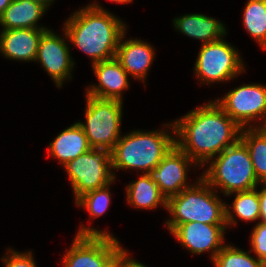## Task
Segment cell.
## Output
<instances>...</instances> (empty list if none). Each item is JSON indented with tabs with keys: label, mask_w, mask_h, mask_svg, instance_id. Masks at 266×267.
<instances>
[{
	"label": "cell",
	"mask_w": 266,
	"mask_h": 267,
	"mask_svg": "<svg viewBox=\"0 0 266 267\" xmlns=\"http://www.w3.org/2000/svg\"><path fill=\"white\" fill-rule=\"evenodd\" d=\"M258 188L241 191L229 194L228 196H235L232 204H227L226 211V224L229 226L237 225L238 217L242 221L254 222L259 221L260 218V203L258 198ZM231 206V207H230ZM235 213V214H234Z\"/></svg>",
	"instance_id": "cell-21"
},
{
	"label": "cell",
	"mask_w": 266,
	"mask_h": 267,
	"mask_svg": "<svg viewBox=\"0 0 266 267\" xmlns=\"http://www.w3.org/2000/svg\"><path fill=\"white\" fill-rule=\"evenodd\" d=\"M132 258L128 250L121 246L114 257L112 267H148Z\"/></svg>",
	"instance_id": "cell-28"
},
{
	"label": "cell",
	"mask_w": 266,
	"mask_h": 267,
	"mask_svg": "<svg viewBox=\"0 0 266 267\" xmlns=\"http://www.w3.org/2000/svg\"><path fill=\"white\" fill-rule=\"evenodd\" d=\"M126 33L125 31L120 38L115 58L129 76L145 83L147 73L155 59V48L147 41L138 38L125 40Z\"/></svg>",
	"instance_id": "cell-15"
},
{
	"label": "cell",
	"mask_w": 266,
	"mask_h": 267,
	"mask_svg": "<svg viewBox=\"0 0 266 267\" xmlns=\"http://www.w3.org/2000/svg\"><path fill=\"white\" fill-rule=\"evenodd\" d=\"M69 43L85 53L91 64L116 57L126 23L96 1L74 11L64 23Z\"/></svg>",
	"instance_id": "cell-2"
},
{
	"label": "cell",
	"mask_w": 266,
	"mask_h": 267,
	"mask_svg": "<svg viewBox=\"0 0 266 267\" xmlns=\"http://www.w3.org/2000/svg\"><path fill=\"white\" fill-rule=\"evenodd\" d=\"M33 255L31 250L17 252L12 248H8L1 260L4 261L5 267H37Z\"/></svg>",
	"instance_id": "cell-27"
},
{
	"label": "cell",
	"mask_w": 266,
	"mask_h": 267,
	"mask_svg": "<svg viewBox=\"0 0 266 267\" xmlns=\"http://www.w3.org/2000/svg\"><path fill=\"white\" fill-rule=\"evenodd\" d=\"M250 253H252L250 250L244 251L232 244H227L217 253L212 263L214 267H266Z\"/></svg>",
	"instance_id": "cell-24"
},
{
	"label": "cell",
	"mask_w": 266,
	"mask_h": 267,
	"mask_svg": "<svg viewBox=\"0 0 266 267\" xmlns=\"http://www.w3.org/2000/svg\"><path fill=\"white\" fill-rule=\"evenodd\" d=\"M63 34L60 36L51 28L47 29L42 34L34 61L41 64L58 88H62L67 79H72L71 74L75 66L64 29Z\"/></svg>",
	"instance_id": "cell-11"
},
{
	"label": "cell",
	"mask_w": 266,
	"mask_h": 267,
	"mask_svg": "<svg viewBox=\"0 0 266 267\" xmlns=\"http://www.w3.org/2000/svg\"><path fill=\"white\" fill-rule=\"evenodd\" d=\"M226 230L227 224L187 222L177 225L170 234L192 254L211 253L210 257L213 261L217 253L226 245L224 244Z\"/></svg>",
	"instance_id": "cell-12"
},
{
	"label": "cell",
	"mask_w": 266,
	"mask_h": 267,
	"mask_svg": "<svg viewBox=\"0 0 266 267\" xmlns=\"http://www.w3.org/2000/svg\"><path fill=\"white\" fill-rule=\"evenodd\" d=\"M94 76L98 84L87 86L86 95L101 99H113L123 101V93L130 87L129 74L116 59L101 61L91 64ZM127 89V90H126Z\"/></svg>",
	"instance_id": "cell-14"
},
{
	"label": "cell",
	"mask_w": 266,
	"mask_h": 267,
	"mask_svg": "<svg viewBox=\"0 0 266 267\" xmlns=\"http://www.w3.org/2000/svg\"><path fill=\"white\" fill-rule=\"evenodd\" d=\"M92 149L82 127L75 122L64 129L50 142L48 153L50 157L59 160L62 167L69 161Z\"/></svg>",
	"instance_id": "cell-18"
},
{
	"label": "cell",
	"mask_w": 266,
	"mask_h": 267,
	"mask_svg": "<svg viewBox=\"0 0 266 267\" xmlns=\"http://www.w3.org/2000/svg\"><path fill=\"white\" fill-rule=\"evenodd\" d=\"M173 26L177 32L179 31L189 38L200 40L201 45L218 41L228 34L221 21L201 13L177 16L173 20Z\"/></svg>",
	"instance_id": "cell-17"
},
{
	"label": "cell",
	"mask_w": 266,
	"mask_h": 267,
	"mask_svg": "<svg viewBox=\"0 0 266 267\" xmlns=\"http://www.w3.org/2000/svg\"><path fill=\"white\" fill-rule=\"evenodd\" d=\"M193 166L195 171L198 165L175 145L162 158L151 175L160 192L168 199L193 185L187 181L189 168Z\"/></svg>",
	"instance_id": "cell-13"
},
{
	"label": "cell",
	"mask_w": 266,
	"mask_h": 267,
	"mask_svg": "<svg viewBox=\"0 0 266 267\" xmlns=\"http://www.w3.org/2000/svg\"><path fill=\"white\" fill-rule=\"evenodd\" d=\"M243 25L257 44L266 49V0L246 1Z\"/></svg>",
	"instance_id": "cell-23"
},
{
	"label": "cell",
	"mask_w": 266,
	"mask_h": 267,
	"mask_svg": "<svg viewBox=\"0 0 266 267\" xmlns=\"http://www.w3.org/2000/svg\"><path fill=\"white\" fill-rule=\"evenodd\" d=\"M261 189H258V198L260 203V218L259 221L266 222V184H260Z\"/></svg>",
	"instance_id": "cell-29"
},
{
	"label": "cell",
	"mask_w": 266,
	"mask_h": 267,
	"mask_svg": "<svg viewBox=\"0 0 266 267\" xmlns=\"http://www.w3.org/2000/svg\"><path fill=\"white\" fill-rule=\"evenodd\" d=\"M201 177L224 196L255 189L260 185L247 146L239 139L212 158Z\"/></svg>",
	"instance_id": "cell-5"
},
{
	"label": "cell",
	"mask_w": 266,
	"mask_h": 267,
	"mask_svg": "<svg viewBox=\"0 0 266 267\" xmlns=\"http://www.w3.org/2000/svg\"><path fill=\"white\" fill-rule=\"evenodd\" d=\"M215 102L242 129L266 125V85L242 84L215 99Z\"/></svg>",
	"instance_id": "cell-10"
},
{
	"label": "cell",
	"mask_w": 266,
	"mask_h": 267,
	"mask_svg": "<svg viewBox=\"0 0 266 267\" xmlns=\"http://www.w3.org/2000/svg\"><path fill=\"white\" fill-rule=\"evenodd\" d=\"M175 144L199 167L240 139L242 128L214 101L173 121Z\"/></svg>",
	"instance_id": "cell-1"
},
{
	"label": "cell",
	"mask_w": 266,
	"mask_h": 267,
	"mask_svg": "<svg viewBox=\"0 0 266 267\" xmlns=\"http://www.w3.org/2000/svg\"><path fill=\"white\" fill-rule=\"evenodd\" d=\"M31 1L40 3L41 5L45 6L47 9L52 4V2H54V0H31Z\"/></svg>",
	"instance_id": "cell-31"
},
{
	"label": "cell",
	"mask_w": 266,
	"mask_h": 267,
	"mask_svg": "<svg viewBox=\"0 0 266 267\" xmlns=\"http://www.w3.org/2000/svg\"><path fill=\"white\" fill-rule=\"evenodd\" d=\"M108 1H111V2H116L118 4H128V3H131L133 2V0H108Z\"/></svg>",
	"instance_id": "cell-32"
},
{
	"label": "cell",
	"mask_w": 266,
	"mask_h": 267,
	"mask_svg": "<svg viewBox=\"0 0 266 267\" xmlns=\"http://www.w3.org/2000/svg\"><path fill=\"white\" fill-rule=\"evenodd\" d=\"M110 185L85 193L74 201L75 204L86 209L92 219L101 217L111 202Z\"/></svg>",
	"instance_id": "cell-25"
},
{
	"label": "cell",
	"mask_w": 266,
	"mask_h": 267,
	"mask_svg": "<svg viewBox=\"0 0 266 267\" xmlns=\"http://www.w3.org/2000/svg\"><path fill=\"white\" fill-rule=\"evenodd\" d=\"M240 140L247 146L259 183L266 184V129L243 128Z\"/></svg>",
	"instance_id": "cell-22"
},
{
	"label": "cell",
	"mask_w": 266,
	"mask_h": 267,
	"mask_svg": "<svg viewBox=\"0 0 266 267\" xmlns=\"http://www.w3.org/2000/svg\"><path fill=\"white\" fill-rule=\"evenodd\" d=\"M224 39L201 45L193 68L201 84L230 82L246 70L239 50Z\"/></svg>",
	"instance_id": "cell-8"
},
{
	"label": "cell",
	"mask_w": 266,
	"mask_h": 267,
	"mask_svg": "<svg viewBox=\"0 0 266 267\" xmlns=\"http://www.w3.org/2000/svg\"><path fill=\"white\" fill-rule=\"evenodd\" d=\"M47 10L45 6L31 0H12L0 15L1 29L47 28L38 24Z\"/></svg>",
	"instance_id": "cell-19"
},
{
	"label": "cell",
	"mask_w": 266,
	"mask_h": 267,
	"mask_svg": "<svg viewBox=\"0 0 266 267\" xmlns=\"http://www.w3.org/2000/svg\"><path fill=\"white\" fill-rule=\"evenodd\" d=\"M126 201L135 209L152 210L162 206L167 210V199L160 192L151 174H141L125 189Z\"/></svg>",
	"instance_id": "cell-20"
},
{
	"label": "cell",
	"mask_w": 266,
	"mask_h": 267,
	"mask_svg": "<svg viewBox=\"0 0 266 267\" xmlns=\"http://www.w3.org/2000/svg\"><path fill=\"white\" fill-rule=\"evenodd\" d=\"M165 129L133 130L122 135L111 153L112 170H139L151 174L175 144L174 123H164ZM171 130V132L168 130Z\"/></svg>",
	"instance_id": "cell-3"
},
{
	"label": "cell",
	"mask_w": 266,
	"mask_h": 267,
	"mask_svg": "<svg viewBox=\"0 0 266 267\" xmlns=\"http://www.w3.org/2000/svg\"><path fill=\"white\" fill-rule=\"evenodd\" d=\"M86 96L85 122L77 123L92 148L111 152L122 136L123 101Z\"/></svg>",
	"instance_id": "cell-6"
},
{
	"label": "cell",
	"mask_w": 266,
	"mask_h": 267,
	"mask_svg": "<svg viewBox=\"0 0 266 267\" xmlns=\"http://www.w3.org/2000/svg\"><path fill=\"white\" fill-rule=\"evenodd\" d=\"M250 235L251 252L266 265V222L257 221Z\"/></svg>",
	"instance_id": "cell-26"
},
{
	"label": "cell",
	"mask_w": 266,
	"mask_h": 267,
	"mask_svg": "<svg viewBox=\"0 0 266 267\" xmlns=\"http://www.w3.org/2000/svg\"><path fill=\"white\" fill-rule=\"evenodd\" d=\"M47 29L0 30V53L9 60L35 61L40 39Z\"/></svg>",
	"instance_id": "cell-16"
},
{
	"label": "cell",
	"mask_w": 266,
	"mask_h": 267,
	"mask_svg": "<svg viewBox=\"0 0 266 267\" xmlns=\"http://www.w3.org/2000/svg\"><path fill=\"white\" fill-rule=\"evenodd\" d=\"M73 242L62 258L63 267H112L122 246L107 230L81 225Z\"/></svg>",
	"instance_id": "cell-7"
},
{
	"label": "cell",
	"mask_w": 266,
	"mask_h": 267,
	"mask_svg": "<svg viewBox=\"0 0 266 267\" xmlns=\"http://www.w3.org/2000/svg\"><path fill=\"white\" fill-rule=\"evenodd\" d=\"M11 2L12 0H0V15L10 5Z\"/></svg>",
	"instance_id": "cell-30"
},
{
	"label": "cell",
	"mask_w": 266,
	"mask_h": 267,
	"mask_svg": "<svg viewBox=\"0 0 266 267\" xmlns=\"http://www.w3.org/2000/svg\"><path fill=\"white\" fill-rule=\"evenodd\" d=\"M73 189L75 201L87 192L99 189L115 181L111 153L92 148L65 166Z\"/></svg>",
	"instance_id": "cell-9"
},
{
	"label": "cell",
	"mask_w": 266,
	"mask_h": 267,
	"mask_svg": "<svg viewBox=\"0 0 266 267\" xmlns=\"http://www.w3.org/2000/svg\"><path fill=\"white\" fill-rule=\"evenodd\" d=\"M226 201H222L218 190L213 189L201 176L192 186L167 199L170 219L165 225L170 232L187 222L226 224Z\"/></svg>",
	"instance_id": "cell-4"
}]
</instances>
